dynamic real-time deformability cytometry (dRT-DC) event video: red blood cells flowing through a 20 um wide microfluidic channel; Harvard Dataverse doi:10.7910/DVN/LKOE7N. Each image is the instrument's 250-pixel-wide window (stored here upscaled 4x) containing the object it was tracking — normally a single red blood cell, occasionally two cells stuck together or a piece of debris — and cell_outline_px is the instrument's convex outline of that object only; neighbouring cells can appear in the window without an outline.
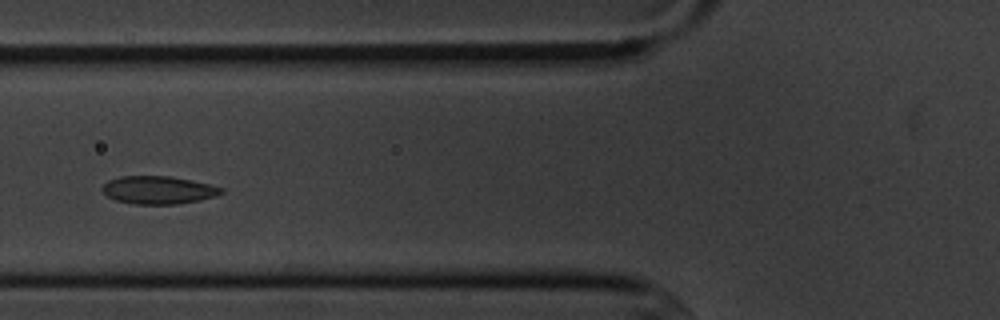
{"species": "common noctule bat (a hibernating species)", "species_latin": "Nyctalus noctula", "temperature_condition": "cold", "stored_images_in_passage": 6, "camera_frame_rate_fps": 3000, "um_per_image_px": 0.085, "animal": {"sex": "male", "body_mass_g": 20.1, "forearm_length_mm": 53.5}, "frame": {"image": 1, "passage_image": 5, "time_ms": 4.667, "image_size_px": [1000, 320], "cell_outline_px": [[224, 192], [216, 196], [200, 200], [176, 204], [132, 204], [116, 200], [108, 196], [100, 188], [108, 180], [120, 176], [172, 176], [208, 184], [224, 188]], "centroid_in_image_um": [13.45, 16.15], "position_along_channel_um": 112.3, "area_um2": 19.36}}
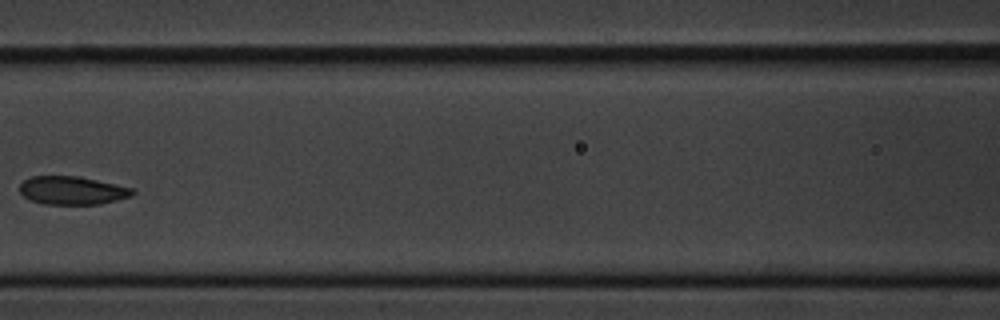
{"frame": {"image": 2, "passage_image": 6, "time_ms": 6.0, "image_size_px": [1000, 320], "cell_outline_px": [[136, 192], [132, 196], [100, 204], [44, 204], [28, 200], [20, 192], [20, 184], [24, 180], [32, 176], [76, 176], [96, 180], [132, 188]], "centroid_in_image_um": [6.11, 16.19], "position_along_channel_um": 160.5, "area_um2": 18.5}}